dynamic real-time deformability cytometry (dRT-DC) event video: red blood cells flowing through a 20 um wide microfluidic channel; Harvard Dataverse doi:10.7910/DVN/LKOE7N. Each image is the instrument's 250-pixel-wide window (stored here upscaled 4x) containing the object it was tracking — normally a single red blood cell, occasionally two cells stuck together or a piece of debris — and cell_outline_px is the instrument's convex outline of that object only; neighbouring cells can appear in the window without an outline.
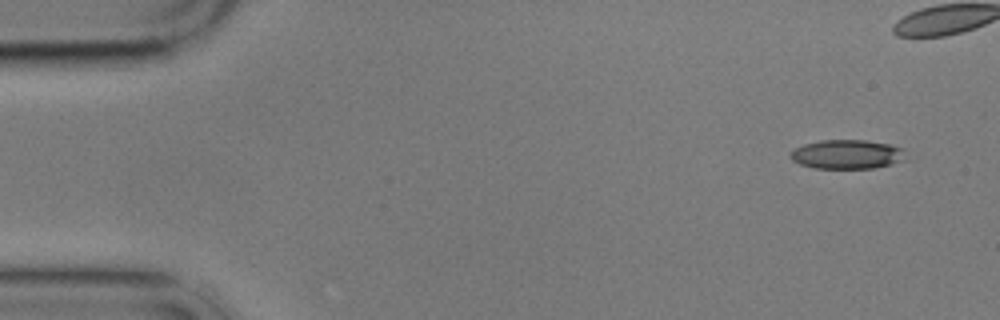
{"species": "common noctule bat (a hibernating species)", "species_latin": "Nyctalus noctula", "temperature_condition": "cold", "stored_images_in_passage": 16, "camera_frame_rate_fps": 3000, "um_per_image_px": 0.085, "animal": {"sex": "male", "body_mass_g": 17.9}, "frame": {"image": 1, "passage_image": 1, "time_ms": 0.0, "image_size_px": [1000, 320], "cell_outline_px": [[908, 160], [892, 164], [872, 168], [812, 168], [800, 164], [792, 160], [788, 156], [796, 148], [804, 144], [820, 140], [864, 140], [888, 144], [904, 148]], "centroid_in_image_um": [72.04, 13.12], "position_along_channel_um": 13.0, "area_um2": 19.77}}
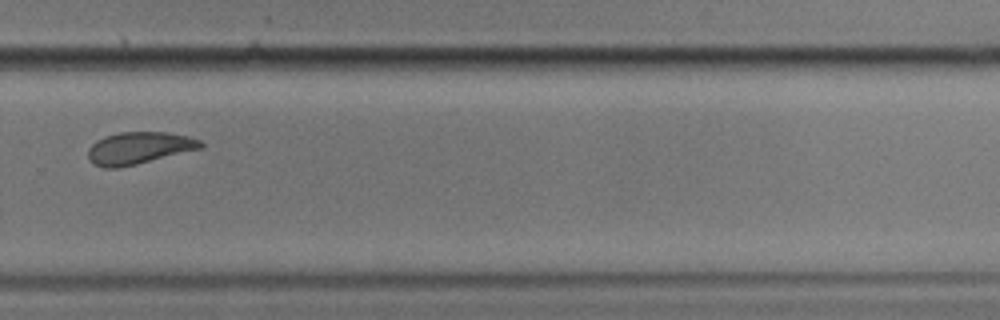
{"frame": {"image": 2, "passage_image": 12, "time_ms": 13.667, "image_size_px": [1000, 320], "cell_outline_px": [[204, 148], [136, 164], [116, 168], [104, 168], [92, 164], [88, 160], [88, 148], [96, 140], [104, 136], [120, 132], [168, 132], [188, 136], [200, 140], [204, 144]], "centroid_in_image_um": [11.8, 12.58], "position_along_channel_um": 318.0, "area_um2": 21.27}, "authors_computed_cell_mechanics": {"area_um2": 21.3571, "velocity_mm_per_s": 3.4671, "shape_relaxation_time_tau1_ms": null, "shape_relaxation_time_tau2_ms": 2.2608, "deformation_change_tau1": null, "deformation_change_tau2": 0.0778}}